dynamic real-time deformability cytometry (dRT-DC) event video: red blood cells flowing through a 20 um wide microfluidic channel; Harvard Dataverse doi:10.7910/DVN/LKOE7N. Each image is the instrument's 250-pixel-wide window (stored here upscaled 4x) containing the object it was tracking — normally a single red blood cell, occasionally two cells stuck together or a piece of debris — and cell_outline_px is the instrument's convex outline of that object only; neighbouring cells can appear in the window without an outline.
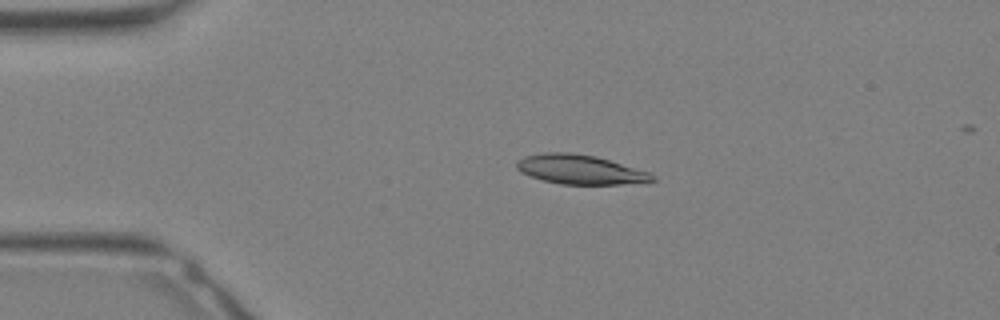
{"species": "Egyptian fruit bat (a non-hibernating species)", "species_latin": "Rousettus aegyptiacus", "temperature_condition": "warm", "stored_images_in_passage": 10, "camera_frame_rate_fps": 3000, "um_per_image_px": 0.085, "animal": {"sex": "female"}, "frame": {"image": 1, "passage_image": 5, "time_ms": 1.333, "image_size_px": [1000, 320], "cell_outline_px": [[656, 180], [620, 184], [560, 184], [544, 180], [520, 172], [516, 168], [516, 164], [524, 156], [544, 152], [568, 152], [596, 156], [648, 172], [656, 176]], "centroid_in_image_um": [49.28, 14.4], "position_along_channel_um": 35.7, "area_um2": 22.89}}
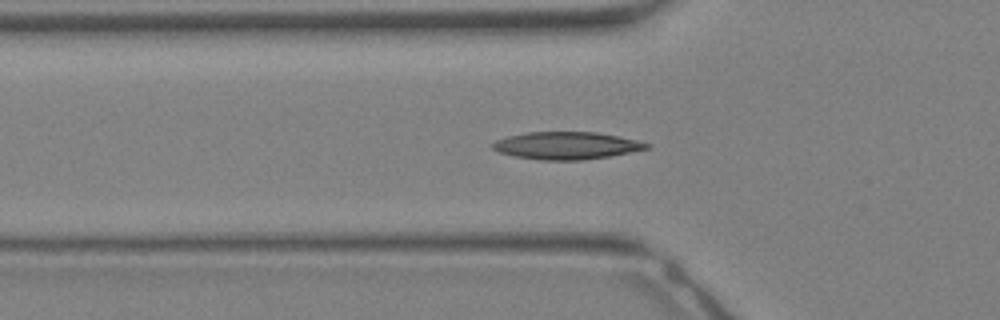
{"frame": {"image": 2, "passage_image": 9, "time_ms": 2.667, "image_size_px": [1000, 320], "cell_outline_px": [[652, 148], [608, 156], [580, 160], [544, 160], [516, 156], [500, 152], [492, 148], [492, 144], [496, 140], [508, 136], [528, 132], [596, 132], [636, 140], [652, 144]], "centroid_in_image_um": [48.18, 12.37], "position_along_channel_um": 77.6, "area_um2": 24.33}}